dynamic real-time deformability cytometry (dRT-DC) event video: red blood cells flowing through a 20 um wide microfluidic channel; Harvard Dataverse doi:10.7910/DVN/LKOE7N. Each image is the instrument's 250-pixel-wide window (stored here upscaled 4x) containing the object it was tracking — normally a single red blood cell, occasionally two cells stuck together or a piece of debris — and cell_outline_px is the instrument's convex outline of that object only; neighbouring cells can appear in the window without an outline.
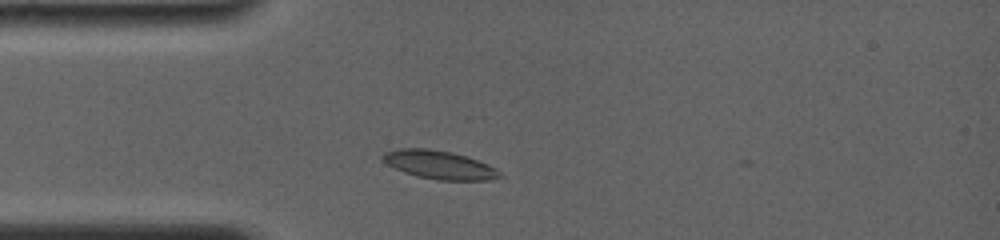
{"species": "common noctule bat (a hibernating species)", "species_latin": "Nyctalus noctula", "temperature_condition": "room temperature", "stored_images_in_passage": 6, "camera_frame_rate_fps": 4000, "um_per_image_px": 0.085, "animal": {"sex": "female", "body_mass_g": 19.0, "forearm_length_mm": 56.7}, "frame": {"image": 1, "passage_image": 2, "time_ms": 1.0, "image_size_px": [1000, 240], "cell_outline_px": [[504, 176], [488, 180], [440, 180], [416, 176], [404, 172], [388, 164], [380, 156], [384, 152], [396, 148], [428, 148], [452, 152], [488, 164], [496, 168]], "centroid_in_image_um": [37.33, 14.0], "position_along_channel_um": 47.7, "area_um2": 19.31}}
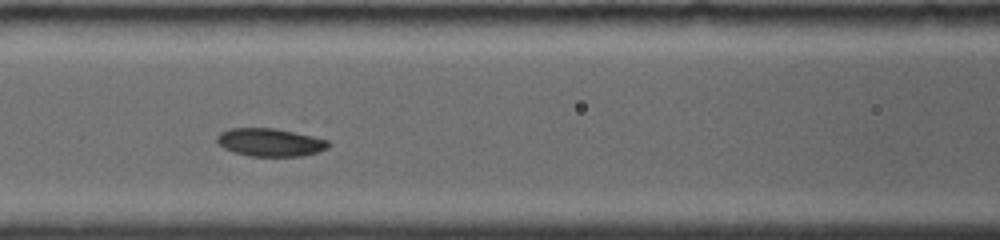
{"frame": {"image": 2, "passage_image": 5, "time_ms": 3.75, "image_size_px": [1000, 240], "cell_outline_px": [[332, 144], [328, 148], [304, 156], [252, 156], [236, 152], [224, 148], [216, 140], [216, 136], [220, 132], [228, 128], [276, 128], [312, 136], [328, 140]], "centroid_in_image_um": [22.97, 12.09], "position_along_channel_um": 143.6, "area_um2": 18.15}}
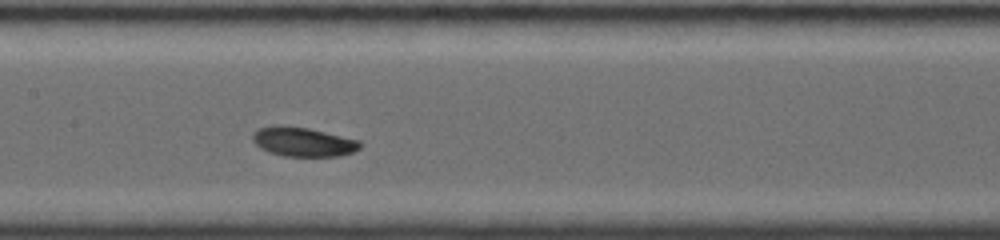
{"frame": {"image": 3, "passage_image": 6, "time_ms": 4.75, "image_size_px": [1000, 240], "cell_outline_px": [[360, 148], [352, 152], [340, 156], [284, 156], [268, 152], [260, 148], [252, 140], [252, 136], [260, 128], [280, 124], [308, 128], [360, 140]], "centroid_in_image_um": [25.76, 12.05], "position_along_channel_um": 181.6, "area_um2": 18.26}}